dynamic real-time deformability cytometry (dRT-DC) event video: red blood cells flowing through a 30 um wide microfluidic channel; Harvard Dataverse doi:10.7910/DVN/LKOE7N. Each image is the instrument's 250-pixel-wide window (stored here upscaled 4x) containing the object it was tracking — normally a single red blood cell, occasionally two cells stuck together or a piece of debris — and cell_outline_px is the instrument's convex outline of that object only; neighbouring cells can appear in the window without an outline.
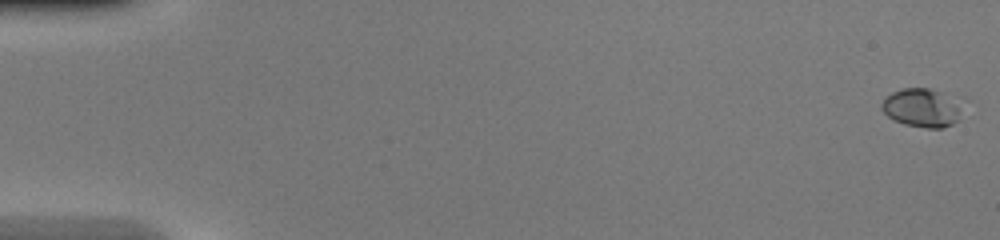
{"species": "common noctule bat (a hibernating species)", "species_latin": "Nyctalus noctula", "temperature_condition": "warm", "stored_images_in_passage": 49, "camera_frame_rate_fps": 3000, "um_per_image_px": 0.085, "animal": {"sex": "female", "body_mass_g": 20.0, "forearm_length_mm": 54.0}, "frame": {"image": 1, "passage_image": 1, "time_ms": 0.0, "image_size_px": [1000, 240], "cell_outline_px": [[956, 120], [952, 124], [944, 128], [924, 128], [904, 124], [888, 116], [880, 108], [880, 104], [892, 92], [904, 88], [928, 88], [944, 92], [952, 96], [956, 100]], "centroid_in_image_um": [78.28, 9.15], "position_along_channel_um": 6.7, "area_um2": 17.63}}
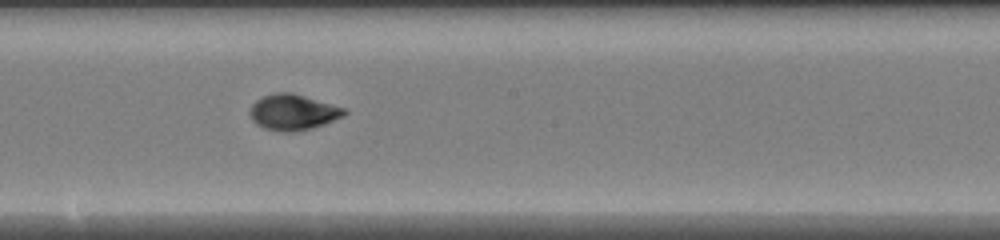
{"frame": {"image": 2, "passage_image": 28, "time_ms": 9.0, "image_size_px": [1000, 240], "cell_outline_px": [[348, 112], [344, 116], [324, 124], [312, 128], [296, 132], [280, 132], [264, 128], [256, 124], [252, 120], [248, 112], [252, 104], [256, 100], [264, 96], [276, 92], [292, 92], [344, 108]], "centroid_in_image_um": [24.88, 9.55], "position_along_channel_um": 223.3, "area_um2": 19.77}}
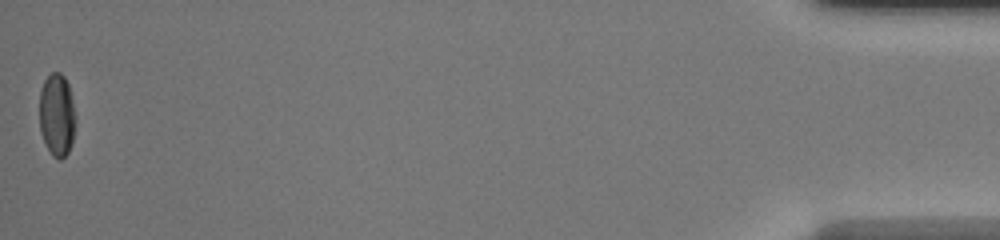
{"frame": {"image": 3, "passage_image": 49, "time_ms": 16.0, "image_size_px": [1000, 240], "cell_outline_px": [[76, 120], [72, 144], [68, 152], [60, 160], [52, 156], [40, 132], [40, 88], [44, 80], [52, 72], [60, 72], [64, 76], [68, 84], [76, 116]], "centroid_in_image_um": [4.84, 9.77], "position_along_channel_um": 430.4, "area_um2": 17.51}, "authors_computed_cell_mechanics": {"area_um2": 18.3226, "velocity_mm_per_s": 4.2917, "shape_relaxation_time_tau1_ms": 4.2735, "shape_relaxation_time_tau2_ms": 1.6782, "deformation_change_tau1": 0.2002, "deformation_change_tau2": 0.0358}}